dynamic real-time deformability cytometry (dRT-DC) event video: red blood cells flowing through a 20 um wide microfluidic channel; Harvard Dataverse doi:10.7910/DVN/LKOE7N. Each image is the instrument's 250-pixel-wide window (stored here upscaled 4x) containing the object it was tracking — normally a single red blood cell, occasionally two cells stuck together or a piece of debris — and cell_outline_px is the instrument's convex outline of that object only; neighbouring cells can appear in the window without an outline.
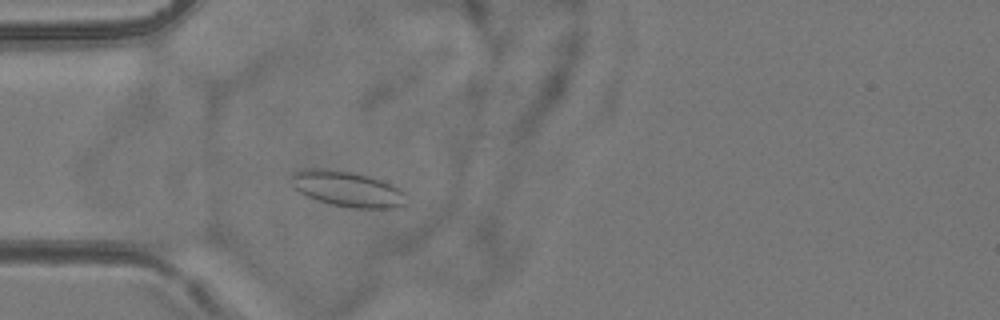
{"species": "common noctule bat (a hibernating species)", "species_latin": "Nyctalus noctula", "temperature_condition": "room temperature", "stored_images_in_passage": 4, "camera_frame_rate_fps": 3000, "um_per_image_px": 0.085, "animal": {"sex": "female", "body_mass_g": 24.6, "forearm_length_mm": 56.2}, "frame": {"image": 1, "passage_image": 4, "time_ms": 3.333, "image_size_px": [1000, 320], "cell_outline_px": [[408, 204], [396, 208], [352, 208], [332, 204], [316, 200], [300, 192], [292, 184], [292, 176], [296, 172], [304, 168], [324, 168], [352, 172], [384, 180], [400, 188], [404, 192]], "centroid_in_image_um": [29.59, 16.06], "position_along_channel_um": 55.4, "area_um2": 23.93}}